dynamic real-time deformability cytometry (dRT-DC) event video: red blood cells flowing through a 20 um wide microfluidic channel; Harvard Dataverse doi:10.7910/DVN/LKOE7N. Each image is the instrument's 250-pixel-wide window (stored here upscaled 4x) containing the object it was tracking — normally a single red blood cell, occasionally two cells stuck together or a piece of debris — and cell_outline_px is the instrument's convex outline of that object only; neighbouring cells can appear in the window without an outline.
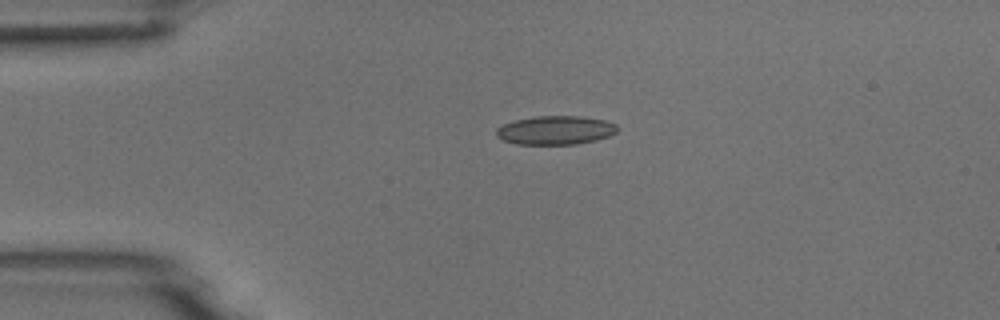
{"species": "common noctule bat (a hibernating species)", "species_latin": "Nyctalus noctula", "temperature_condition": "room temperature", "stored_images_in_passage": 1, "camera_frame_rate_fps": 3000, "um_per_image_px": 0.085, "animal": {"sex": "male", "body_mass_g": 18.8}, "frame": {"image": 1, "passage_image": 1, "time_ms": 0.0, "image_size_px": [1000, 320], "cell_outline_px": [[616, 132], [608, 136], [596, 140], [576, 144], [516, 144], [504, 140], [496, 136], [496, 128], [504, 124], [516, 120], [536, 116], [580, 116], [608, 120], [616, 124]], "centroid_in_image_um": [47.22, 11.06], "position_along_channel_um": 37.8, "area_um2": 20.23}}